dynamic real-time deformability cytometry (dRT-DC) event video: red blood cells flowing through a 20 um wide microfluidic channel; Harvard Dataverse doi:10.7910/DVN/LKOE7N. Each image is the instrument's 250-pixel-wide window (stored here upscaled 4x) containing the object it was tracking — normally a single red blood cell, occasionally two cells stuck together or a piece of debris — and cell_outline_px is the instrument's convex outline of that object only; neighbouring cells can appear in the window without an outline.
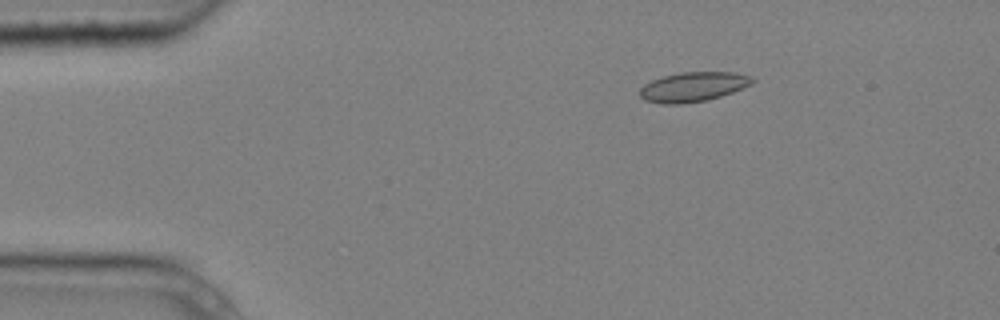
{"species": "common noctule bat (a hibernating species)", "species_latin": "Nyctalus noctula", "temperature_condition": "cold", "stored_images_in_passage": 5, "camera_frame_rate_fps": 3000, "um_per_image_px": 0.085, "animal": {"sex": "male", "body_mass_g": 20.4}, "frame": {"image": 1, "passage_image": 2, "time_ms": 0.333, "image_size_px": [1000, 320], "cell_outline_px": [[756, 80], [752, 84], [732, 92], [720, 96], [704, 100], [680, 104], [664, 104], [644, 100], [640, 96], [640, 88], [644, 84], [652, 80], [664, 76], [680, 72], [736, 72], [752, 76]], "centroid_in_image_um": [58.93, 7.37], "position_along_channel_um": 26.1, "area_um2": 19.36}}
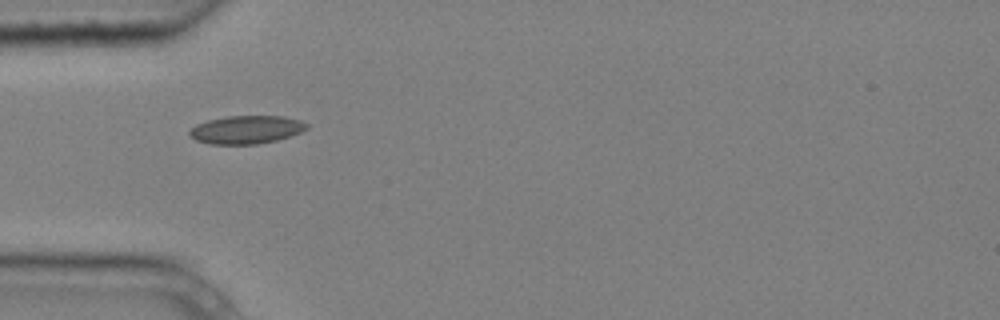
{"frame": {"image": 2, "passage_image": 4, "time_ms": 1.0, "image_size_px": [1000, 320], "cell_outline_px": [[308, 128], [300, 132], [276, 140], [256, 144], [208, 144], [196, 140], [188, 132], [196, 124], [208, 120], [228, 116], [284, 116], [300, 120], [308, 124]], "centroid_in_image_um": [20.93, 11.01], "position_along_channel_um": 64.1, "area_um2": 19.07}}
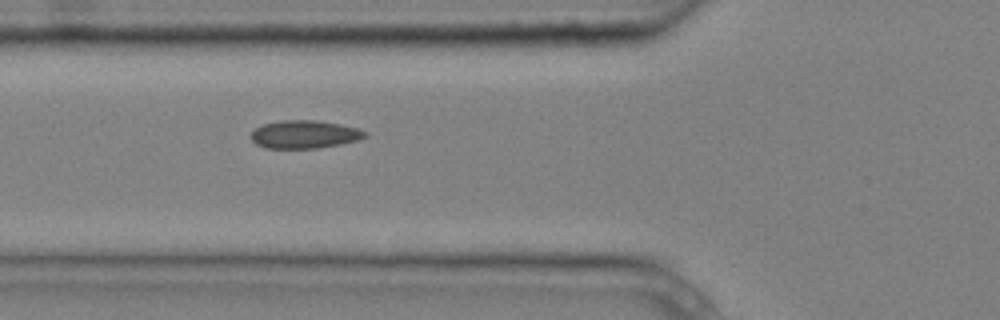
{"frame": {"image": 3, "passage_image": 5, "time_ms": 1.333, "image_size_px": [1000, 320], "cell_outline_px": [[368, 136], [356, 140], [340, 144], [316, 148], [264, 148], [256, 144], [252, 140], [252, 132], [256, 128], [264, 124], [280, 120], [316, 120], [340, 124], [356, 128], [368, 132]], "centroid_in_image_um": [25.88, 11.42], "position_along_channel_um": 99.9, "area_um2": 18.5}}